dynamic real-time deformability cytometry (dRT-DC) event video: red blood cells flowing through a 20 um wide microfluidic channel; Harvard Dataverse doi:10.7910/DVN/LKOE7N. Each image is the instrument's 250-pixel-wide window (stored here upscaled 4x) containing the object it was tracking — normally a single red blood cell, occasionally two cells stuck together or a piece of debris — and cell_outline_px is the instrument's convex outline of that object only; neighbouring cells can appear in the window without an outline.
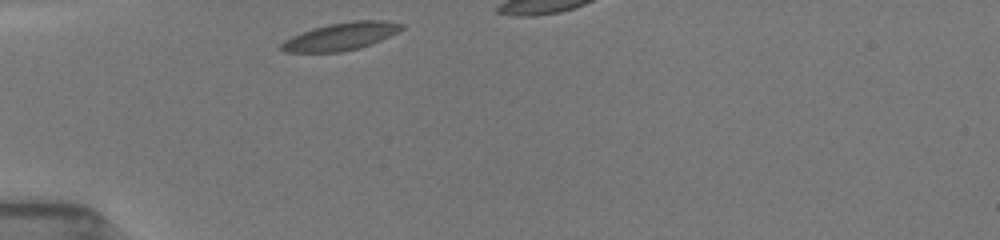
{"species": "common noctule bat (a hibernating species)", "species_latin": "Nyctalus noctula", "temperature_condition": "room temperature", "stored_images_in_passage": 5, "segment_of_instrument_passage": [1, 2], "camera_frame_rate_fps": 3000, "um_per_image_px": 0.085, "animal": {"sex": "female", "body_mass_g": 19.5, "forearm_length_mm": 54.1}, "frame": {"image": 1, "passage_image": 1, "time_ms": 0.0, "image_size_px": [1000, 240], "cell_outline_px": [[404, 28], [372, 44], [360, 48], [340, 52], [284, 52], [280, 48], [280, 44], [284, 40], [292, 36], [312, 28], [328, 24], [352, 20], [384, 20], [404, 24]], "centroid_in_image_um": [28.96, 3.09], "position_along_channel_um": 56.0, "area_um2": 19.36}}
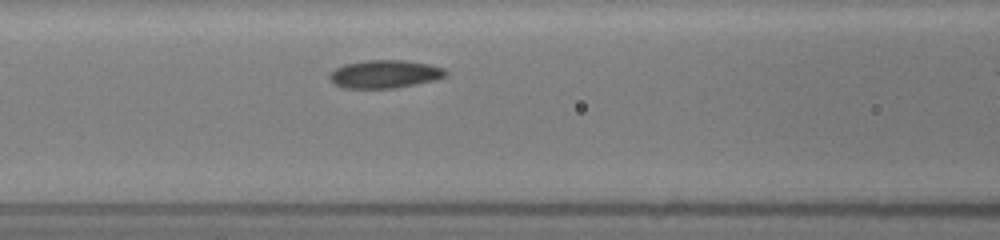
{"frame": {"image": 2, "passage_image": 4, "time_ms": 2.333, "image_size_px": [1000, 240], "cell_outline_px": [[448, 76], [436, 80], [396, 88], [344, 88], [336, 84], [328, 76], [336, 68], [344, 64], [364, 60], [404, 60], [428, 64], [444, 68], [448, 72]], "centroid_in_image_um": [32.75, 6.29], "position_along_channel_um": 133.8, "area_um2": 19.02}}